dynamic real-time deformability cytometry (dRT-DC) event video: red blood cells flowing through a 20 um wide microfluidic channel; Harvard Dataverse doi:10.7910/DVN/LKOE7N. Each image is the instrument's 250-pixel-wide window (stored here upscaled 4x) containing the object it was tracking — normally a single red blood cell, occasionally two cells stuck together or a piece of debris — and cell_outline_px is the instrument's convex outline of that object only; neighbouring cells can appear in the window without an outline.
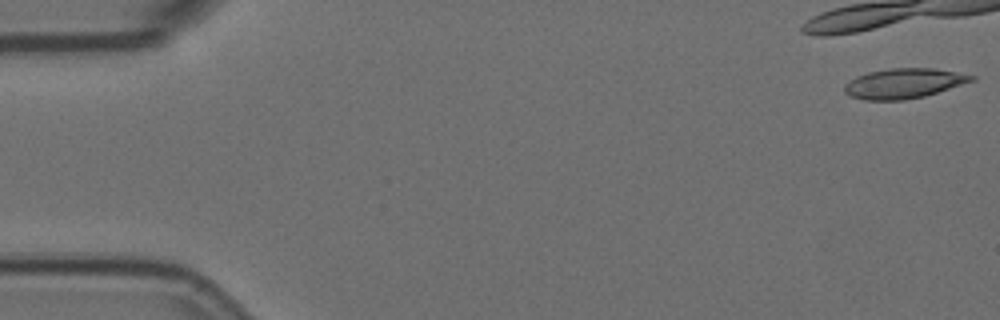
{"species": "Egyptian fruit bat (a non-hibernating species)", "species_latin": "Rousettus aegyptiacus", "temperature_condition": "room temperature", "stored_images_in_passage": 44, "camera_frame_rate_fps": 3000, "um_per_image_px": 0.085, "animal": {"sex": "female"}, "frame": {"image": 1, "passage_image": 1, "time_ms": 0.0, "image_size_px": [1000, 320], "cell_outline_px": [[976, 80], [924, 96], [904, 100], [864, 100], [852, 96], [844, 92], [844, 84], [856, 76], [868, 72], [892, 68], [936, 68], [976, 76]], "centroid_in_image_um": [76.82, 7.08], "position_along_channel_um": 8.2, "area_um2": 22.14}}